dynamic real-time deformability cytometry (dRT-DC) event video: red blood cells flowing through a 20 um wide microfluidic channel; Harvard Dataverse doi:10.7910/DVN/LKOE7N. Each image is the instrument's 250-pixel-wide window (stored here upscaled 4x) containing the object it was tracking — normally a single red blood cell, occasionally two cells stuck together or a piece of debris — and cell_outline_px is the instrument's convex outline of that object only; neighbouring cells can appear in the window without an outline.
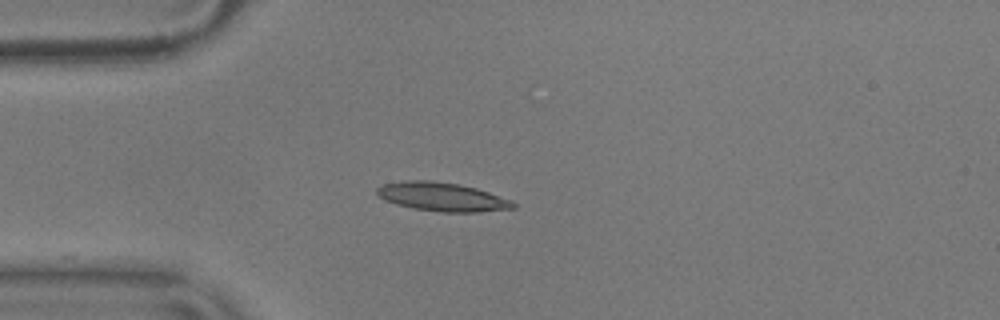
{"species": "common noctule bat (a hibernating species)", "species_latin": "Nyctalus noctula", "temperature_condition": "warm", "stored_images_in_passage": 16, "camera_frame_rate_fps": 3000, "um_per_image_px": 0.085, "animal": {"sex": "male", "body_mass_g": 17.9}, "frame": {"image": 1, "passage_image": 1, "time_ms": 0.0, "image_size_px": [1000, 320], "cell_outline_px": [[516, 208], [480, 212], [440, 212], [412, 208], [396, 204], [384, 200], [376, 192], [376, 188], [384, 184], [404, 180], [432, 180], [460, 184], [476, 188], [512, 200], [516, 204]], "centroid_in_image_um": [37.59, 16.73], "position_along_channel_um": 47.4, "area_um2": 22.95}}
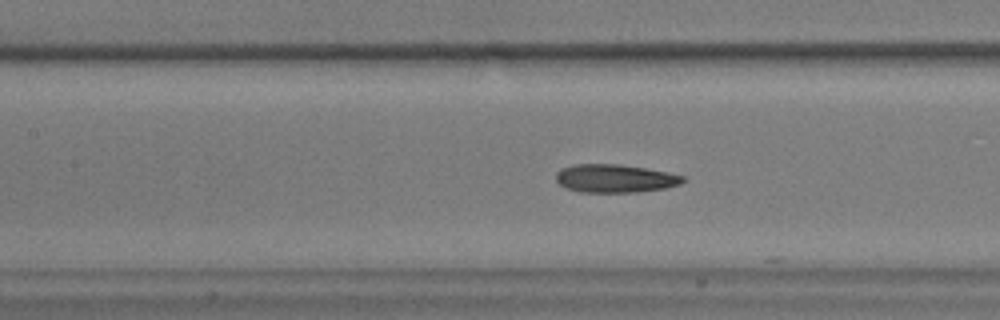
{"frame": {"image": 2, "passage_image": 11, "time_ms": 3.333, "image_size_px": [1000, 320], "cell_outline_px": [[684, 180], [680, 184], [664, 188], [636, 192], [580, 192], [568, 188], [560, 184], [556, 180], [556, 172], [560, 168], [576, 164], [620, 164], [668, 172], [684, 176]], "centroid_in_image_um": [52.25, 15.16], "position_along_channel_um": 155.1, "area_um2": 20.75}}